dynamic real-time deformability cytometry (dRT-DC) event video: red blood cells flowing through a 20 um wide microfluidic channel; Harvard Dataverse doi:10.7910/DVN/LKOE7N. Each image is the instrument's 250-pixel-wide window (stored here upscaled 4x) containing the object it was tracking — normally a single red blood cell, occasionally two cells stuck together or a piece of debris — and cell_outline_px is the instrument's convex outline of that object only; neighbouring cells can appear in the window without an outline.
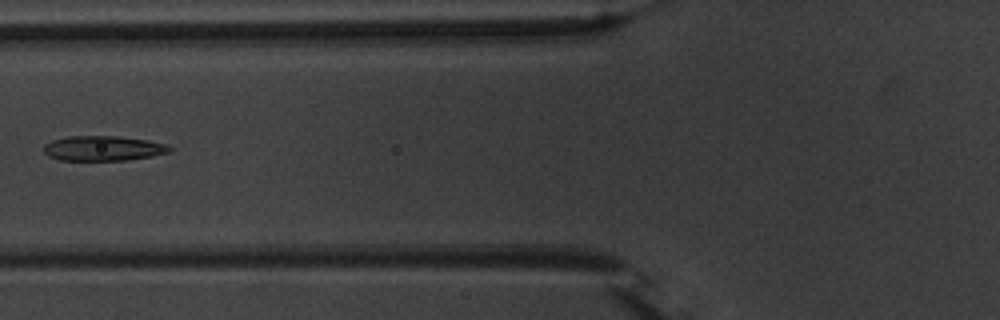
{"species": "common noctule bat (a hibernating species)", "species_latin": "Nyctalus noctula", "temperature_condition": "warm", "stored_images_in_passage": 8, "camera_frame_rate_fps": 3000, "um_per_image_px": 0.085, "animal": {"sex": "male", "body_mass_g": 20.1, "forearm_length_mm": 53.5}, "frame": {"image": 1, "passage_image": 6, "time_ms": 1.667, "image_size_px": [1000, 320], "cell_outline_px": [[172, 152], [152, 156], [128, 160], [60, 160], [48, 156], [44, 152], [44, 144], [52, 140], [68, 136], [116, 136], [148, 140], [164, 144], [172, 148]], "centroid_in_image_um": [8.77, 12.61], "position_along_channel_um": 117.0, "area_um2": 18.32}}